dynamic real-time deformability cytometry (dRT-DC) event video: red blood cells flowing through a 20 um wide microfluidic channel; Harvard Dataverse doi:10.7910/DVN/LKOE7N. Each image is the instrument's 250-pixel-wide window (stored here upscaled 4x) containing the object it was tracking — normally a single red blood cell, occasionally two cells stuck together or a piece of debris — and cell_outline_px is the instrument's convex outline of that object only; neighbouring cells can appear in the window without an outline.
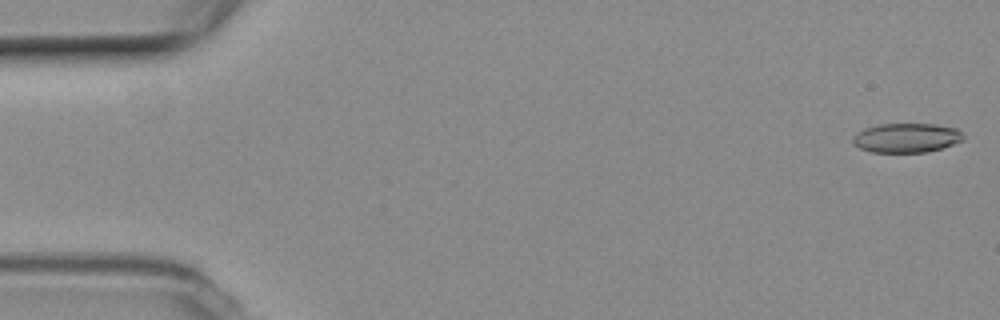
{"species": "common noctule bat (a hibernating species)", "species_latin": "Nyctalus noctula", "temperature_condition": "room temperature", "stored_images_in_passage": 54, "camera_frame_rate_fps": 3000, "um_per_image_px": 0.085, "animal": {"sex": "female", "body_mass_g": 19.3, "forearm_length_mm": 54.1}, "frame": {"image": 1, "passage_image": 1, "time_ms": 0.0, "image_size_px": [1000, 320], "cell_outline_px": [[964, 140], [928, 152], [872, 152], [860, 148], [852, 144], [852, 136], [856, 132], [864, 128], [880, 124], [936, 124], [956, 128], [964, 136]], "centroid_in_image_um": [77.01, 11.71], "position_along_channel_um": 8.0, "area_um2": 18.96}}
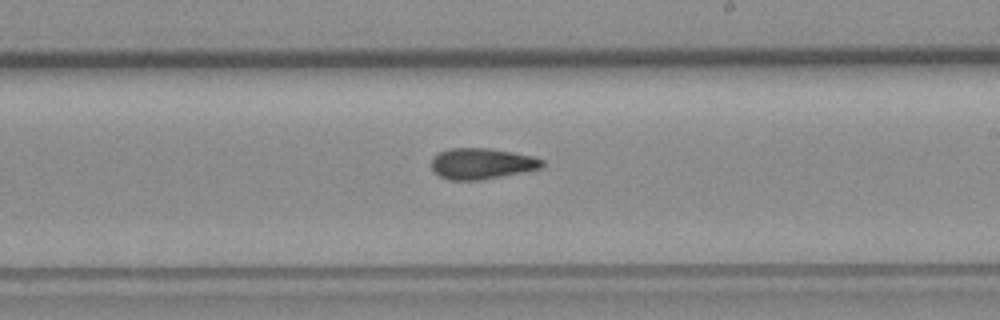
{"frame": {"image": 2, "passage_image": 31, "time_ms": 10.0, "image_size_px": [1000, 320], "cell_outline_px": [[544, 164], [540, 168], [480, 180], [448, 180], [432, 172], [432, 156], [440, 152], [452, 148], [488, 148], [512, 152], [532, 156], [544, 160]], "centroid_in_image_um": [40.9, 13.9], "position_along_channel_um": 248.1, "area_um2": 19.83}}
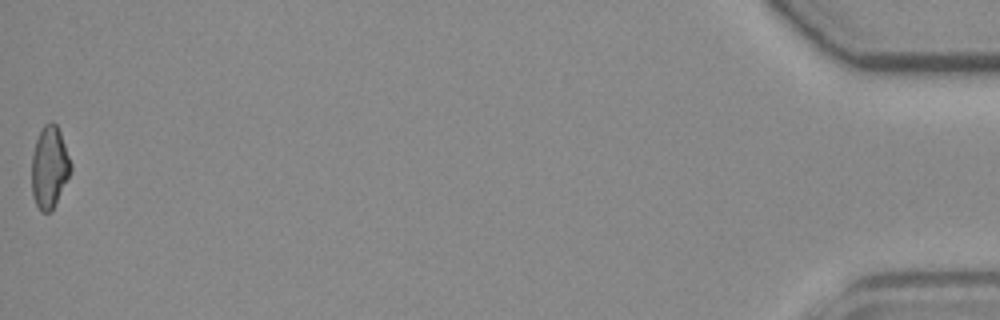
{"frame": {"image": 3, "passage_image": 54, "time_ms": 17.667, "image_size_px": [1000, 320], "cell_outline_px": [[72, 168], [52, 212], [40, 212], [32, 196], [32, 156], [36, 140], [44, 124], [52, 120], [56, 124], [60, 132], [72, 164]], "centroid_in_image_um": [4.2, 14.23], "position_along_channel_um": 431.0, "area_um2": 18.61}, "authors_computed_cell_mechanics": {"area_um2": 19.5364, "velocity_mm_per_s": 3.7762, "shape_relaxation_time_tau1_ms": null, "shape_relaxation_time_tau2_ms": 6.8071, "deformation_change_tau1": null, "deformation_change_tau2": 0.1527}}